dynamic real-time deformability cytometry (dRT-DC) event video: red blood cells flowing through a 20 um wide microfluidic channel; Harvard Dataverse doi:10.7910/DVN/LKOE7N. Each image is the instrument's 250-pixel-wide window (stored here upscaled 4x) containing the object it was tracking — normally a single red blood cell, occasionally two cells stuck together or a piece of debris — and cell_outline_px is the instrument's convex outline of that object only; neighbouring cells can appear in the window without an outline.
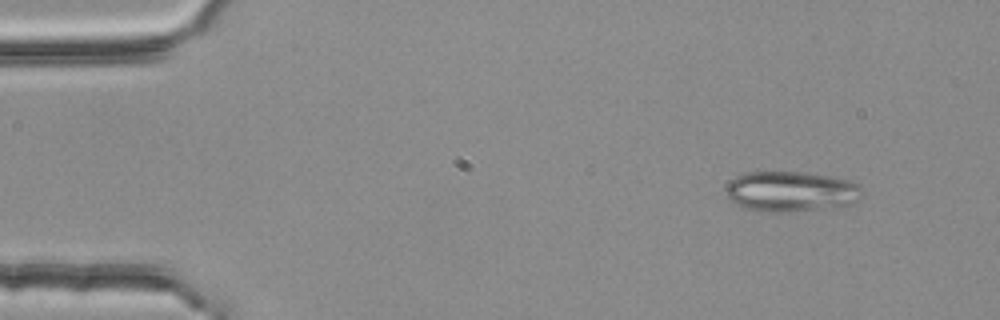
{"species": "common noctule bat (a hibernating species)", "species_latin": "Nyctalus noctula", "temperature_condition": "room temperature", "stored_images_in_passage": 6, "camera_frame_rate_fps": 3000, "um_per_image_px": 0.085, "animal": {"sex": "female", "body_mass_g": 25.1}, "frame": {"image": 1, "passage_image": 1, "time_ms": 0.0, "image_size_px": [1000, 320], "cell_outline_px": [[864, 192], [856, 200], [848, 204], [792, 212], [760, 212], [744, 208], [732, 200], [728, 196], [728, 184], [736, 176], [748, 172], [800, 172], [828, 176], [848, 180], [856, 184]], "centroid_in_image_um": [67.21, 16.28], "position_along_channel_um": 17.8, "area_um2": 31.44}}
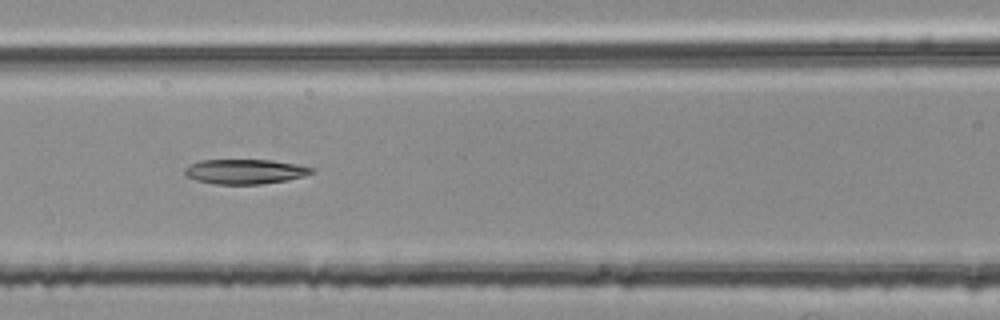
{"frame": {"image": 2, "passage_image": 5, "time_ms": 1.333, "image_size_px": [1000, 320], "cell_outline_px": [[316, 172], [304, 176], [284, 180], [260, 184], [216, 184], [196, 180], [184, 176], [184, 168], [188, 164], [200, 160], [272, 160], [296, 164], [316, 168]], "centroid_in_image_um": [20.8, 14.57], "position_along_channel_um": 145.8, "area_um2": 18.44}}
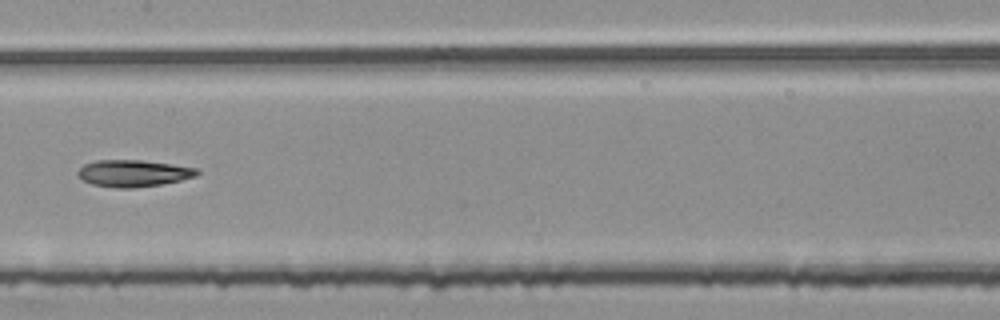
{"frame": {"image": 3, "passage_image": 6, "time_ms": 1.667, "image_size_px": [1000, 320], "cell_outline_px": [[200, 172], [196, 176], [180, 180], [160, 184], [132, 188], [116, 188], [92, 184], [84, 180], [76, 172], [84, 164], [96, 160], [140, 160], [172, 164], [200, 168]], "centroid_in_image_um": [11.36, 14.72], "position_along_channel_um": 196.0, "area_um2": 18.55}}